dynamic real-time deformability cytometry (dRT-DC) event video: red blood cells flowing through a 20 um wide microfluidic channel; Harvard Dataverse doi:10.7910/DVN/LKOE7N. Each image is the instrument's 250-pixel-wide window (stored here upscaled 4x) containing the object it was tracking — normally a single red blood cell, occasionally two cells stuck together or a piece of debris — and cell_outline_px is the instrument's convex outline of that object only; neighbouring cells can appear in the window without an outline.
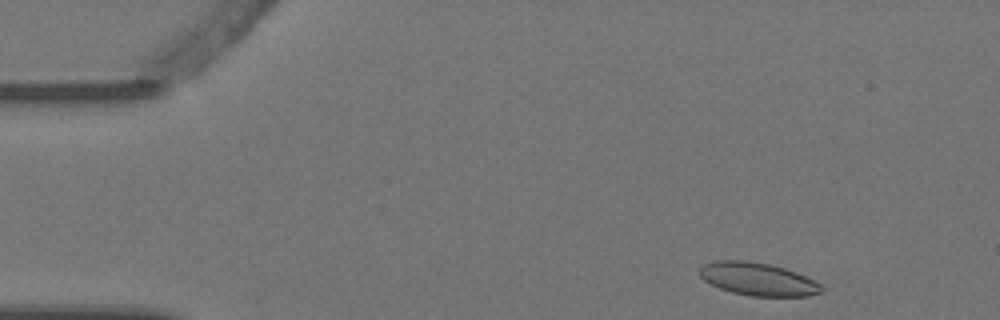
{"species": "Egyptian fruit bat (a non-hibernating species)", "species_latin": "Rousettus aegyptiacus", "temperature_condition": "warm", "stored_images_in_passage": 9, "camera_frame_rate_fps": 3000, "um_per_image_px": 0.085, "animal": {"sex": "female"}, "frame": {"image": 1, "passage_image": 1, "time_ms": 0.0, "image_size_px": [1000, 320], "cell_outline_px": [[824, 288], [820, 292], [808, 296], [752, 296], [732, 292], [720, 288], [704, 280], [696, 272], [704, 264], [716, 260], [744, 260], [768, 264], [784, 268], [796, 272], [820, 284]], "centroid_in_image_um": [64.38, 23.72], "position_along_channel_um": 20.6, "area_um2": 23.18}}
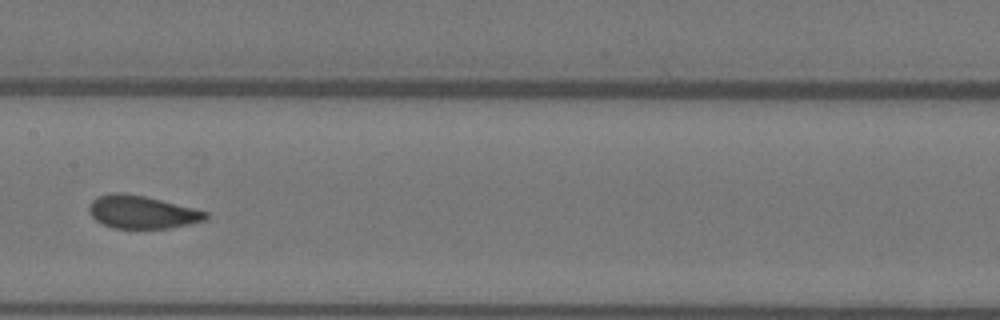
{"frame": {"image": 2, "passage_image": 6, "time_ms": 1.667, "image_size_px": [1000, 320], "cell_outline_px": [[208, 220], [168, 228], [112, 228], [96, 220], [92, 216], [88, 208], [92, 200], [96, 196], [112, 192], [120, 192], [144, 196], [208, 212]], "centroid_in_image_um": [12.04, 18.02], "position_along_channel_um": 195.4, "area_um2": 22.2}}
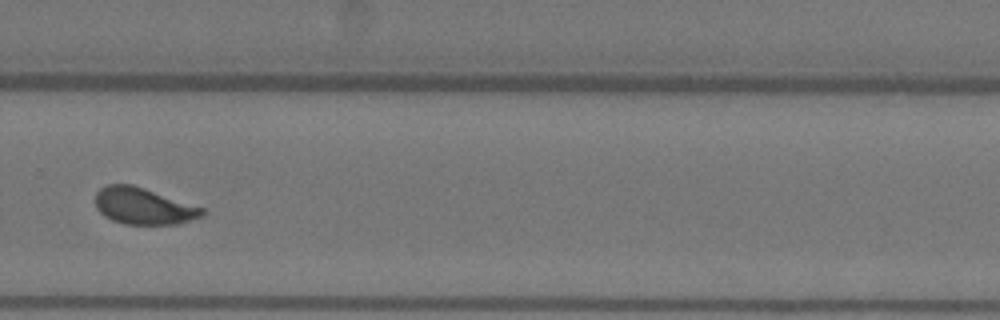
{"frame": {"image": 3, "passage_image": 9, "time_ms": 2.667, "image_size_px": [1000, 320], "cell_outline_px": [[204, 216], [192, 220], [176, 224], [124, 224], [112, 220], [104, 216], [96, 208], [96, 192], [100, 188], [108, 184], [132, 184], [204, 208]], "centroid_in_image_um": [12.19, 17.52], "position_along_channel_um": 317.6, "area_um2": 22.72}}